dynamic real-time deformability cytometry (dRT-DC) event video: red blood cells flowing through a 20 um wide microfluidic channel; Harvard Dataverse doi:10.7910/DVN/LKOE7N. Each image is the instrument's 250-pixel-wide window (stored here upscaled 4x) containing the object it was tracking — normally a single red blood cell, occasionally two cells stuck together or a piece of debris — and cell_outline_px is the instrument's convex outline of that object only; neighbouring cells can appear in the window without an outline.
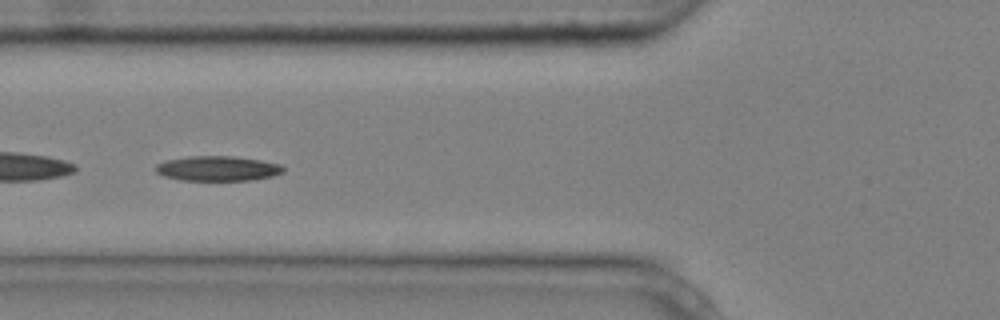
{"species": "common noctule bat (a hibernating species)", "species_latin": "Nyctalus noctula", "temperature_condition": "cold", "stored_images_in_passage": 14, "camera_frame_rate_fps": 3000, "um_per_image_px": 0.085, "animal": {"sex": "male", "body_mass_g": 20.4}, "frame": {"image": 1, "passage_image": 5, "time_ms": 1.333, "image_size_px": [1000, 320], "cell_outline_px": [[284, 172], [272, 176], [252, 180], [180, 180], [164, 176], [156, 172], [156, 164], [168, 160], [188, 156], [232, 156], [260, 160], [280, 164], [284, 168]], "centroid_in_image_um": [18.51, 14.32], "position_along_channel_um": 107.3, "area_um2": 18.44}}